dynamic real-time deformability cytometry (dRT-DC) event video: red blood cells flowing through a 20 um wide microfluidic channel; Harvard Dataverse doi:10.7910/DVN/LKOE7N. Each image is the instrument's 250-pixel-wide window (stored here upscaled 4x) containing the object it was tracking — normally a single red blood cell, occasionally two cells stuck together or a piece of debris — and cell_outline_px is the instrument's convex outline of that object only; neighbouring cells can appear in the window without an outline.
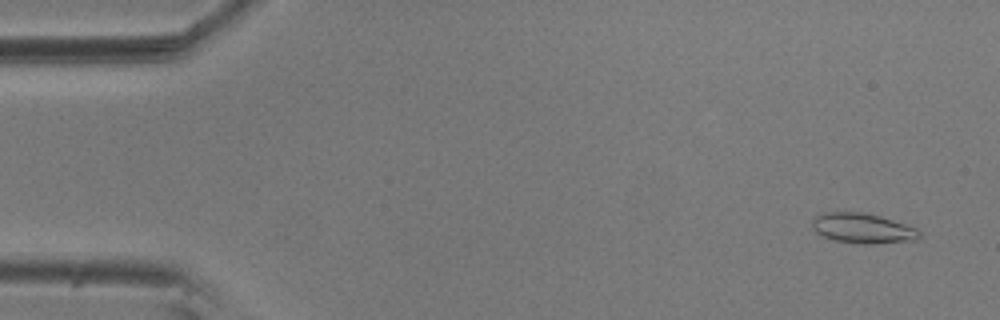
{"species": "common noctule bat (a hibernating species)", "species_latin": "Nyctalus noctula", "temperature_condition": "room temperature", "stored_images_in_passage": 56, "camera_frame_rate_fps": 3000, "um_per_image_px": 0.085, "animal": {"sex": "male", "body_mass_g": 20.5, "forearm_length_mm": 52.5}, "frame": {"image": 1, "passage_image": 3, "time_ms": 0.667, "image_size_px": [1000, 320], "cell_outline_px": [[920, 236], [916, 240], [876, 244], [856, 244], [832, 240], [816, 232], [812, 228], [812, 220], [816, 216], [824, 212], [864, 212], [880, 216], [916, 228], [920, 232]], "centroid_in_image_um": [73.31, 19.42], "position_along_channel_um": 11.7, "area_um2": 18.9}}
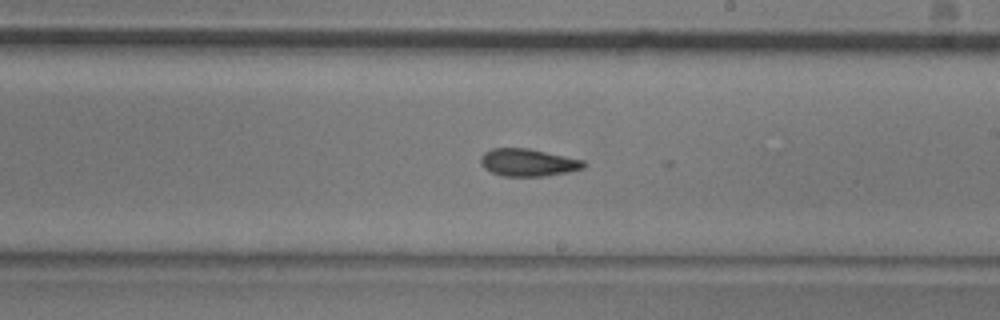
{"frame": {"image": 2, "passage_image": 32, "time_ms": 10.333, "image_size_px": [1000, 320], "cell_outline_px": [[588, 164], [584, 168], [568, 172], [544, 176], [504, 176], [492, 172], [484, 168], [480, 164], [480, 156], [484, 152], [492, 148], [528, 148], [584, 160]], "centroid_in_image_um": [44.88, 13.81], "position_along_channel_um": 244.1, "area_um2": 16.59}}
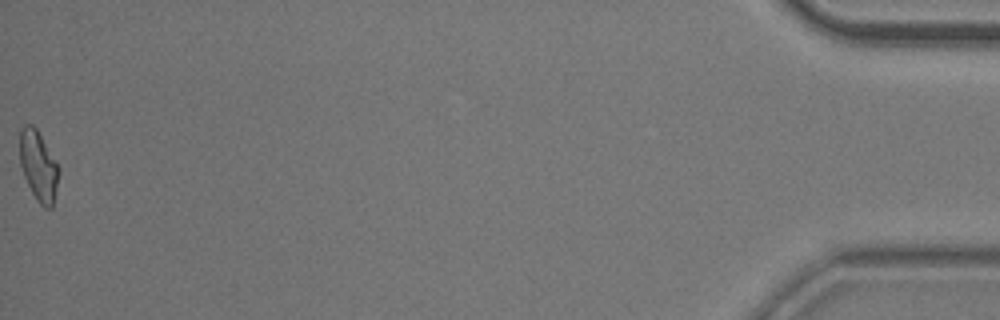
{"frame": {"image": 3, "passage_image": 56, "time_ms": 18.333, "image_size_px": [1000, 320], "cell_outline_px": [[60, 172], [52, 208], [44, 208], [36, 200], [24, 176], [20, 164], [20, 128], [24, 124], [32, 124], [36, 128], [60, 168]], "centroid_in_image_um": [3.27, 14.11], "position_along_channel_um": 431.9, "area_um2": 15.9}, "authors_computed_cell_mechanics": {"area_um2": 16.5308, "velocity_mm_per_s": 3.6108, "shape_relaxation_time_tau1_ms": null, "shape_relaxation_time_tau2_ms": 5.7649, "deformation_change_tau1": null, "deformation_change_tau2": 0.1294}}